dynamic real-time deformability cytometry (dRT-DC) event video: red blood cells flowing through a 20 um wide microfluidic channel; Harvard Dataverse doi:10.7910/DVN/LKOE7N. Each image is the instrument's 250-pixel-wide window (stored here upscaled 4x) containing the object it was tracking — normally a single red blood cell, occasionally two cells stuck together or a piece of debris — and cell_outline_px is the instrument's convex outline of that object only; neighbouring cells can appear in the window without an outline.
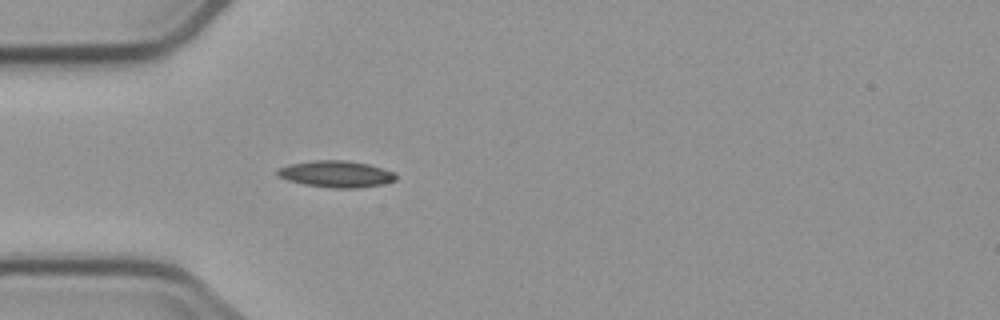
{"species": "common noctule bat (a hibernating species)", "species_latin": "Nyctalus noctula", "temperature_condition": "cold", "stored_images_in_passage": 2, "camera_frame_rate_fps": 3000, "um_per_image_px": 0.085, "animal": {"sex": "male", "body_mass_g": 23.1, "forearm_length_mm": 52.7}, "frame": {"image": 1, "passage_image": 2, "time_ms": 2.333, "image_size_px": [1000, 320], "cell_outline_px": [[396, 180], [384, 184], [356, 188], [332, 188], [304, 184], [288, 180], [280, 176], [276, 172], [276, 168], [288, 164], [316, 160], [348, 160], [368, 164], [396, 172]], "centroid_in_image_um": [28.59, 14.78], "position_along_channel_um": 56.4, "area_um2": 18.44}}